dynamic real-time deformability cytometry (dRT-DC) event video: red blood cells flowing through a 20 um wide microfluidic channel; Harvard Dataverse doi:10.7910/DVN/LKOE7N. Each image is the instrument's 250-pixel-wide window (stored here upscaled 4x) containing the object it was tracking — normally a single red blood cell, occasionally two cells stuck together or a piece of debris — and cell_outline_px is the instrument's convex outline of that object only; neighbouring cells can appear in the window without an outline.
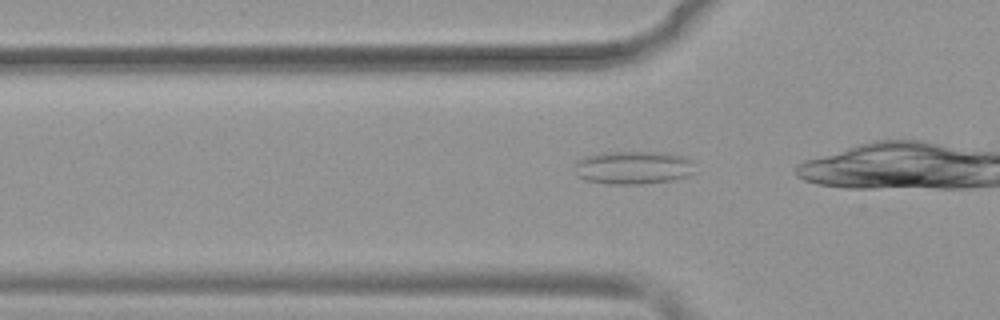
{"species": "common noctule bat (a hibernating species)", "species_latin": "Nyctalus noctula", "temperature_condition": "warm", "stored_images_in_passage": 25, "camera_frame_rate_fps": 3000, "um_per_image_px": 0.085, "animal": {"sex": "female", "body_mass_g": 19.9}, "frame": {"image": 1, "passage_image": 10, "time_ms": 3.0, "image_size_px": [1000, 320], "cell_outline_px": [[692, 172], [688, 176], [672, 180], [640, 184], [608, 184], [584, 180], [576, 176], [576, 160], [584, 156], [604, 152], [664, 152], [688, 156], [692, 160]], "centroid_in_image_um": [53.81, 14.24], "position_along_channel_um": 72.0, "area_um2": 23.52}}
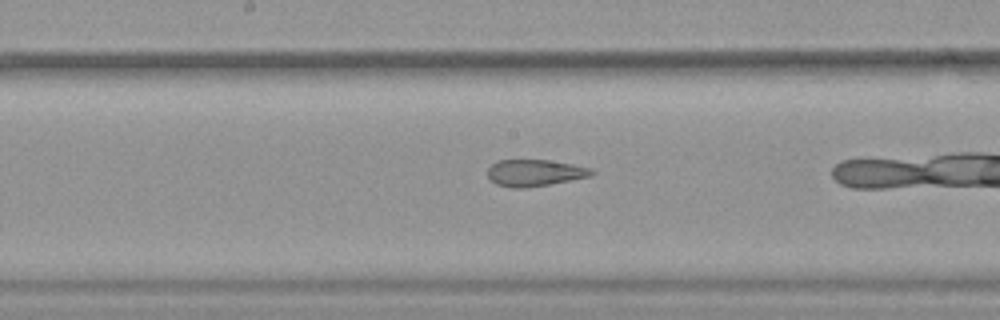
{"frame": {"image": 2, "passage_image": 20, "time_ms": 6.333, "image_size_px": [1000, 320], "cell_outline_px": [[596, 172], [592, 176], [528, 188], [508, 188], [496, 184], [488, 180], [488, 168], [496, 160], [548, 160], [572, 164], [592, 168]], "centroid_in_image_um": [45.44, 14.7], "position_along_channel_um": 202.8, "area_um2": 16.42}}
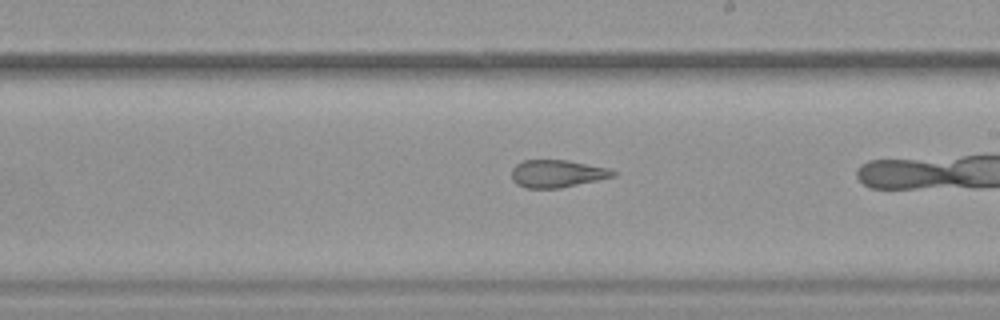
{"frame": {"image": 3, "passage_image": 23, "time_ms": 7.333, "image_size_px": [1000, 320], "cell_outline_px": [[616, 176], [560, 188], [524, 188], [516, 184], [512, 180], [512, 168], [516, 164], [524, 160], [568, 160], [608, 168], [616, 172]], "centroid_in_image_um": [47.33, 14.76], "position_along_channel_um": 241.7, "area_um2": 16.3}}